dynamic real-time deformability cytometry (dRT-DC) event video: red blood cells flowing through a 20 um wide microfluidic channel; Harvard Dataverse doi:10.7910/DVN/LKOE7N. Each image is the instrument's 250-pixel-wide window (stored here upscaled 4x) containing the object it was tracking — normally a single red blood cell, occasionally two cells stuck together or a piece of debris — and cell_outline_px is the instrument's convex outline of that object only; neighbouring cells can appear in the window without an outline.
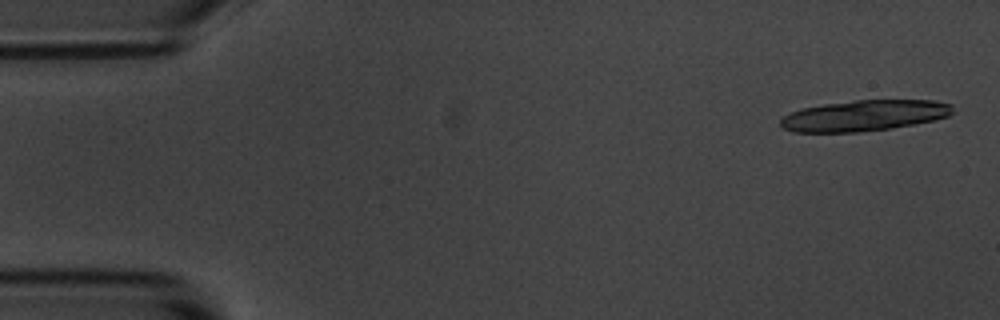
{"species": "common noctule bat (a hibernating species)", "species_latin": "Nyctalus noctula", "temperature_condition": "room temperature", "stored_images_in_passage": 7, "camera_frame_rate_fps": 3000, "um_per_image_px": 0.085, "animal": {"sex": "male", "body_mass_g": 20.1, "forearm_length_mm": 53.5}, "frame": {"image": 1, "passage_image": 1, "time_ms": 0.0, "image_size_px": [1000, 320], "cell_outline_px": [[952, 112], [948, 116], [936, 120], [892, 128], [860, 132], [792, 132], [784, 128], [780, 124], [780, 120], [784, 116], [800, 108], [824, 104], [852, 100], [932, 100], [952, 104]], "centroid_in_image_um": [73.46, 9.82], "position_along_channel_um": 11.5, "area_um2": 31.1}}
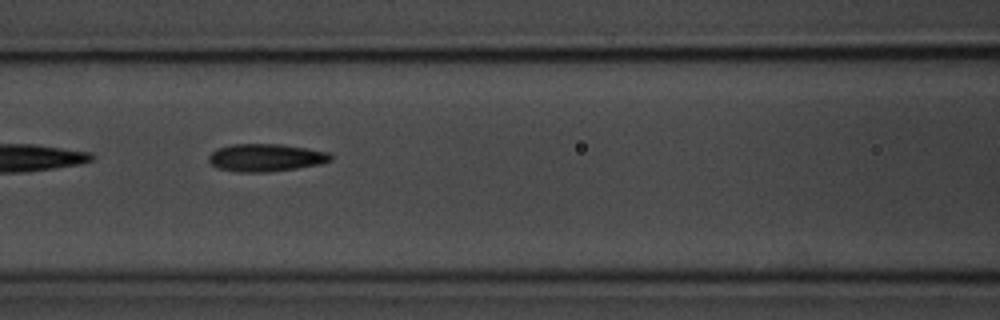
{"frame": {"image": 2, "passage_image": 7, "time_ms": 7.0, "image_size_px": [1000, 320], "cell_outline_px": [[332, 160], [320, 164], [296, 168], [268, 172], [236, 172], [216, 168], [208, 160], [208, 156], [212, 152], [220, 148], [232, 144], [280, 144], [308, 148], [328, 152], [332, 156]], "centroid_in_image_um": [22.59, 13.4], "position_along_channel_um": 144.0, "area_um2": 19.65}}